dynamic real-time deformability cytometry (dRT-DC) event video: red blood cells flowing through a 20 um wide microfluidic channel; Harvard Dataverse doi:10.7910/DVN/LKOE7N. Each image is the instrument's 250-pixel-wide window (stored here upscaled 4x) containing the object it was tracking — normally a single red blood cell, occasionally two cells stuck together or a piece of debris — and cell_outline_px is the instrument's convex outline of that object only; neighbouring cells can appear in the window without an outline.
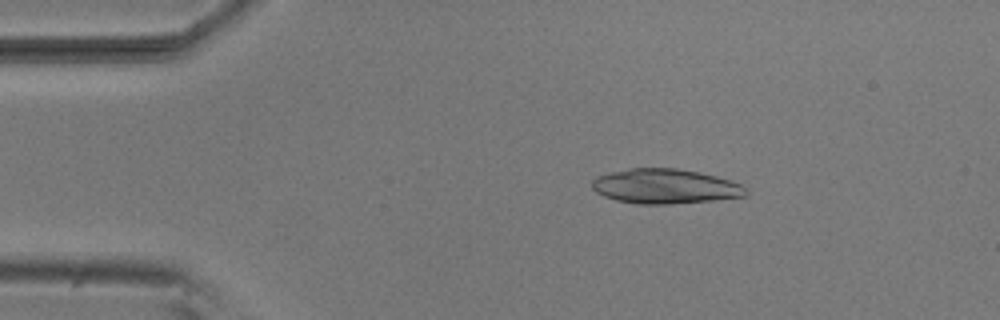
{"species": "common noctule bat (a hibernating species)", "species_latin": "Nyctalus noctula", "temperature_condition": "room temperature", "stored_images_in_passage": 52, "camera_frame_rate_fps": 3000, "um_per_image_px": 0.085, "animal": {"sex": "male", "body_mass_g": 20.5, "forearm_length_mm": 52.5}, "frame": {"image": 1, "passage_image": 9, "time_ms": 2.667, "image_size_px": [1000, 320], "cell_outline_px": [[748, 192], [744, 196], [712, 200], [668, 204], [640, 204], [616, 200], [604, 196], [596, 192], [592, 188], [592, 180], [596, 176], [628, 168], [676, 168], [716, 176], [732, 180], [740, 184]], "centroid_in_image_um": [56.5, 15.83], "position_along_channel_um": 28.5, "area_um2": 30.92}}
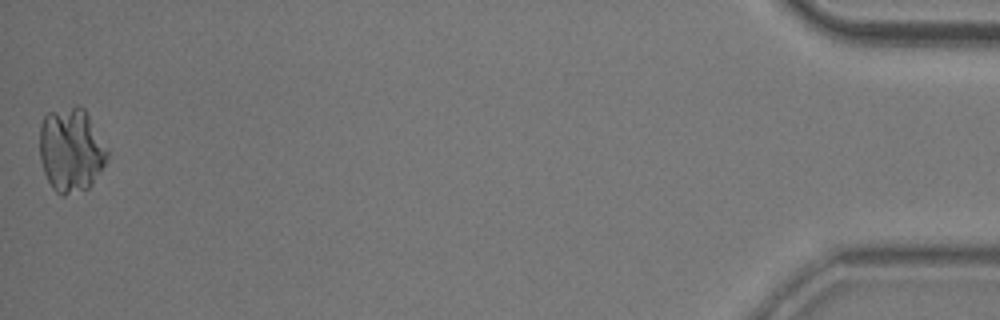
{"frame": {"image": 2, "passage_image": 52, "time_ms": 17.0, "image_size_px": [1000, 320], "cell_outline_px": [[108, 156], [100, 172], [92, 184], [88, 188], [64, 196], [60, 196], [52, 188], [44, 172], [40, 160], [40, 124], [44, 116], [48, 112], [76, 104], [80, 104], [84, 108], [108, 148]], "centroid_in_image_um": [6.03, 12.73], "position_along_channel_um": 429.2, "area_um2": 33.52}}